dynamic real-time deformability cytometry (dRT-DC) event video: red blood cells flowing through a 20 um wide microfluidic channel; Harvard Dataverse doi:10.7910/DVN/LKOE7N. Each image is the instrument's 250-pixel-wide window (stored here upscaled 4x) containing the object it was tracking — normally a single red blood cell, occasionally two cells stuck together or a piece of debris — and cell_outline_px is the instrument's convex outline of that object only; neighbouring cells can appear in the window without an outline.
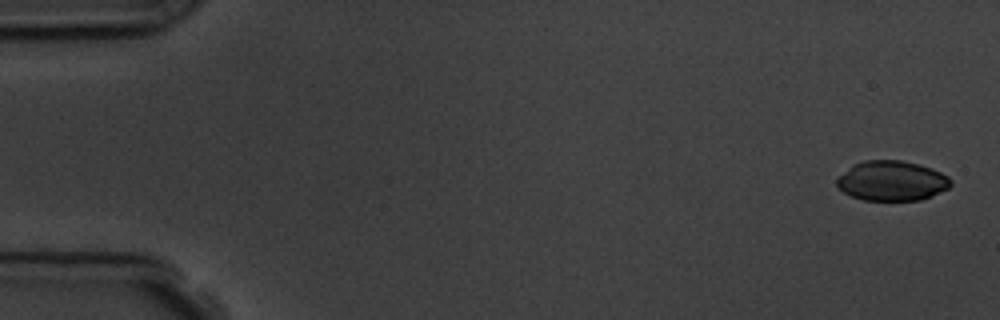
{"species": "common noctule bat (a hibernating species)", "species_latin": "Nyctalus noctula", "temperature_condition": "room temperature", "stored_images_in_passage": 5, "camera_frame_rate_fps": 3000, "um_per_image_px": 0.085, "animal": {"sex": "male", "body_mass_g": 19.5, "forearm_length_mm": 54.6}, "frame": {"image": 1, "passage_image": 1, "time_ms": 0.0, "image_size_px": [1000, 320], "cell_outline_px": [[952, 184], [948, 188], [932, 196], [920, 200], [864, 200], [852, 196], [844, 192], [836, 184], [836, 180], [852, 164], [864, 160], [900, 160], [932, 168], [948, 176], [952, 180]], "centroid_in_image_um": [75.82, 15.37], "position_along_channel_um": 9.2, "area_um2": 26.41}}
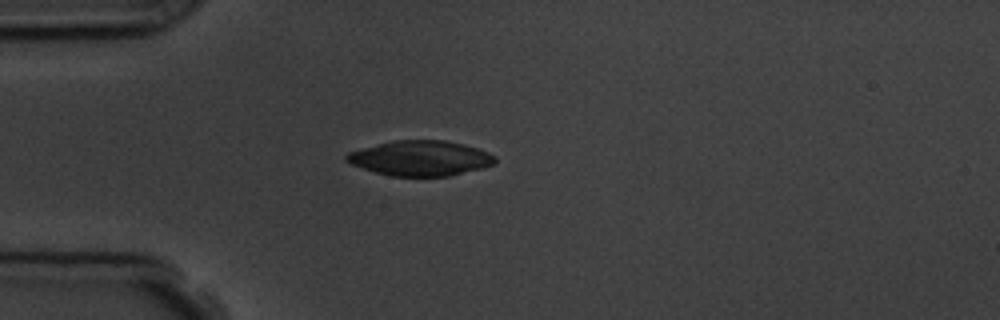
{"frame": {"image": 2, "passage_image": 5, "time_ms": 4.333, "image_size_px": [1000, 320], "cell_outline_px": [[496, 164], [448, 176], [392, 176], [376, 172], [352, 164], [344, 160], [344, 156], [348, 152], [396, 140], [444, 140], [464, 144], [488, 152], [496, 156]], "centroid_in_image_um": [35.76, 13.45], "position_along_channel_um": 49.2, "area_um2": 30.06}}